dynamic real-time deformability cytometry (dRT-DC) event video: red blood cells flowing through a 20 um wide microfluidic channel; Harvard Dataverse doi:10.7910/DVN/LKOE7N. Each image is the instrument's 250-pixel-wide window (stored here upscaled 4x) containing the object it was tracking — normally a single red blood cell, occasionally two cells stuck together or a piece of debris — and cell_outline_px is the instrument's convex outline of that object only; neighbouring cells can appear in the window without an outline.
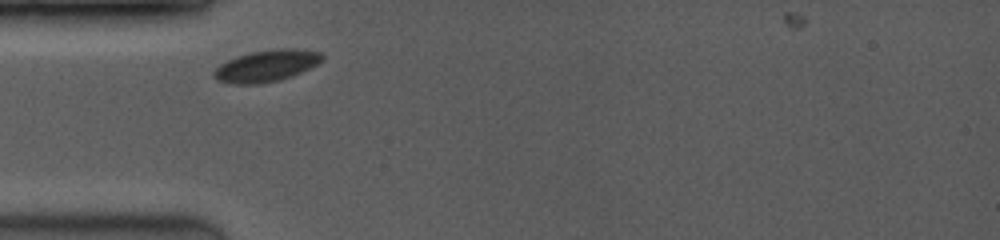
{"species": "common noctule bat (a hibernating species)", "species_latin": "Nyctalus noctula", "temperature_condition": "room temperature", "stored_images_in_passage": 34, "camera_frame_rate_fps": 3500, "um_per_image_px": 0.085, "animal": {"sex": "female", "body_mass_g": 19.0, "forearm_length_mm": 53.3}, "frame": {"image": 1, "passage_image": 1, "time_ms": 0.0, "image_size_px": [1000, 240], "cell_outline_px": [[324, 60], [292, 76], [280, 80], [256, 84], [236, 84], [220, 80], [212, 76], [212, 72], [220, 64], [236, 56], [252, 52], [280, 48], [292, 48], [320, 52], [324, 56]], "centroid_in_image_um": [22.65, 5.59], "position_along_channel_um": 62.4, "area_um2": 19.77}}
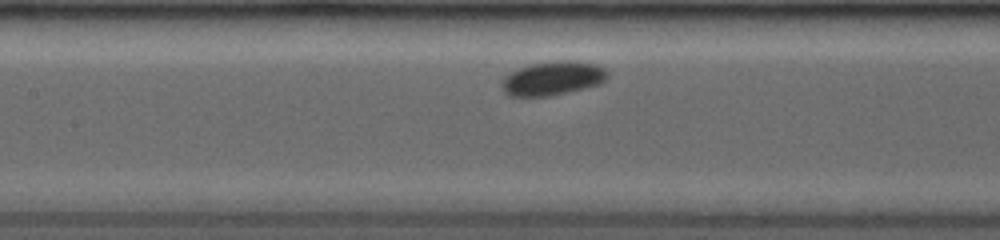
{"frame": {"image": 2, "passage_image": 10, "time_ms": 2.571, "image_size_px": [1000, 240], "cell_outline_px": [[608, 76], [600, 84], [584, 88], [548, 96], [508, 96], [504, 92], [504, 76], [508, 72], [528, 64], [556, 60], [576, 60], [596, 64], [604, 68], [608, 72]], "centroid_in_image_um": [46.99, 6.63], "position_along_channel_um": 160.4, "area_um2": 20.98}}
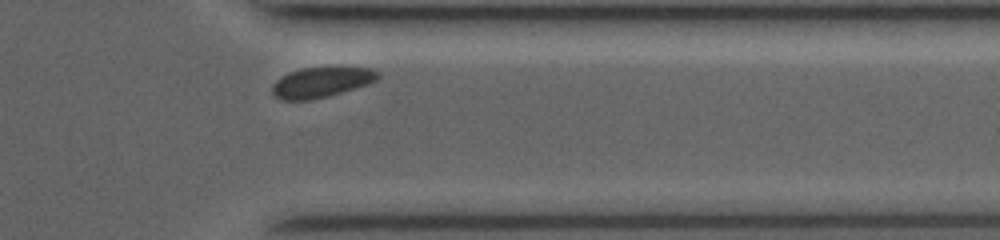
{"frame": {"image": 3, "passage_image": 31, "time_ms": 8.286, "image_size_px": [1000, 240], "cell_outline_px": [[380, 76], [376, 80], [368, 84], [328, 96], [312, 100], [280, 100], [272, 92], [272, 84], [280, 76], [288, 72], [304, 68], [332, 64], [340, 64], [372, 68], [380, 72]], "centroid_in_image_um": [27.36, 6.92], "position_along_channel_um": 384.0, "area_um2": 19.65}, "authors_computed_cell_mechanics": {"area_um2": 19.8832, "velocity_mm_per_s": 3.8894, "shape_relaxation_time_tau1_ms": 1.7392, "shape_relaxation_time_tau2_ms": null, "deformation_change_tau1": 0.069, "deformation_change_tau2": null}}